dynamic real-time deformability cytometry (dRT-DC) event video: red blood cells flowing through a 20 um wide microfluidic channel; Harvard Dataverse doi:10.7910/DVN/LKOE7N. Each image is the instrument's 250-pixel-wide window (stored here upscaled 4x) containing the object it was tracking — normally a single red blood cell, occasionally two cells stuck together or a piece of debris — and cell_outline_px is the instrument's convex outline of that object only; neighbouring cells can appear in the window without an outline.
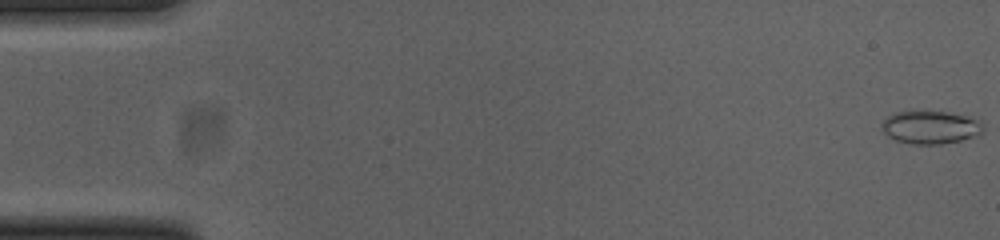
{"species": "common noctule bat (a hibernating species)", "species_latin": "Nyctalus noctula", "temperature_condition": "cold", "stored_images_in_passage": 53, "camera_frame_rate_fps": 3000, "um_per_image_px": 0.085, "animal": {"sex": "female", "body_mass_g": 23.0, "forearm_length_mm": 53.4}, "frame": {"image": 1, "passage_image": 1, "time_ms": 0.0, "image_size_px": [1000, 240], "cell_outline_px": [[984, 132], [980, 136], [940, 144], [912, 144], [896, 140], [888, 136], [884, 132], [884, 120], [888, 116], [896, 112], [948, 112], [980, 120], [984, 124]], "centroid_in_image_um": [79.18, 10.84], "position_along_channel_um": 5.8, "area_um2": 19.31}}
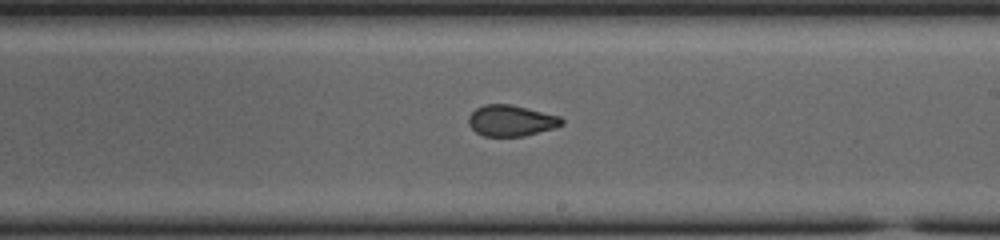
{"frame": {"image": 2, "passage_image": 31, "time_ms": 10.0, "image_size_px": [1000, 240], "cell_outline_px": [[564, 124], [552, 128], [524, 136], [484, 136], [476, 132], [468, 124], [468, 116], [476, 108], [484, 104], [512, 104], [560, 116], [564, 120]], "centroid_in_image_um": [43.43, 10.24], "position_along_channel_um": 245.6, "area_um2": 16.88}}
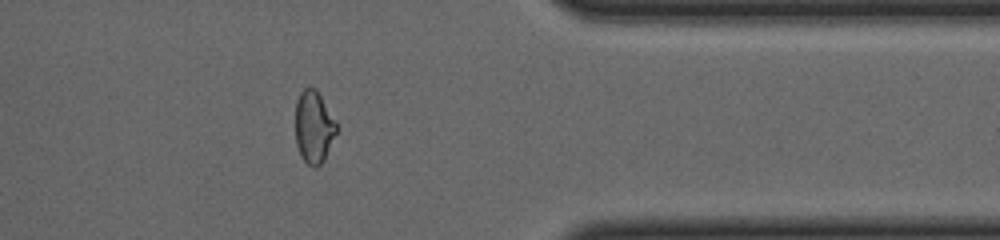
{"frame": {"image": 3, "passage_image": 43, "time_ms": 14.0, "image_size_px": [1000, 240], "cell_outline_px": [[336, 132], [324, 160], [316, 168], [308, 164], [300, 156], [296, 144], [296, 100], [300, 92], [304, 88], [316, 88], [336, 124]], "centroid_in_image_um": [26.64, 10.81], "position_along_channel_um": 384.8, "area_um2": 16.99}, "authors_computed_cell_mechanics": {"area_um2": 17.8602, "velocity_mm_per_s": 3.8728, "shape_relaxation_time_tau1_ms": 10.5295, "shape_relaxation_time_tau2_ms": 0.9501, "deformation_change_tau1": 0.2044, "deformation_change_tau2": 0.0504}}